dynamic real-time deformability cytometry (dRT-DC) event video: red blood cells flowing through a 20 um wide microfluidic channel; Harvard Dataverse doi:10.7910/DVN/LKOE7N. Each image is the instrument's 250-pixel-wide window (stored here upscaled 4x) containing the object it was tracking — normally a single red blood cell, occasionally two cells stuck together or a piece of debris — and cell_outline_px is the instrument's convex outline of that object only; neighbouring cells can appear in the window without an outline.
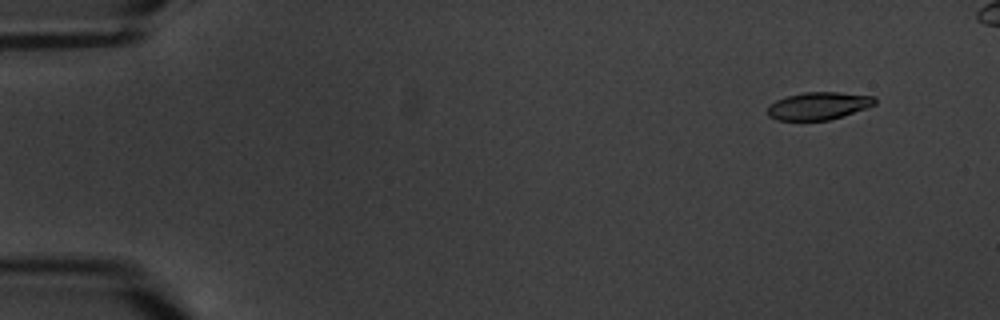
{"species": "common noctule bat (a hibernating species)", "species_latin": "Nyctalus noctula", "temperature_condition": "warm", "stored_images_in_passage": 4, "camera_frame_rate_fps": 3000, "um_per_image_px": 0.085, "animal": {"sex": "male", "body_mass_g": 20.1, "forearm_length_mm": 53.5}, "frame": {"image": 1, "passage_image": 1, "time_ms": 0.0, "image_size_px": [1000, 320], "cell_outline_px": [[876, 104], [868, 108], [844, 116], [828, 120], [776, 120], [768, 116], [768, 104], [776, 100], [788, 96], [804, 92], [840, 92], [876, 96]], "centroid_in_image_um": [69.61, 8.99], "position_along_channel_um": 15.4, "area_um2": 17.46}}